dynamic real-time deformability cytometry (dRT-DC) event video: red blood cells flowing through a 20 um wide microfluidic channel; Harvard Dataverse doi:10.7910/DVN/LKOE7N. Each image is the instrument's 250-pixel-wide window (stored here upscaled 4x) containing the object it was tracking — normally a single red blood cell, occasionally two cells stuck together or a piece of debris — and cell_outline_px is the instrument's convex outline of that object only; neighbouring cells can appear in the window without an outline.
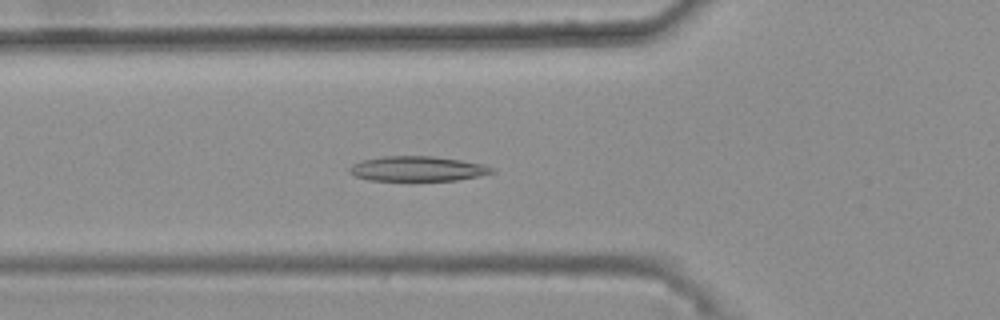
{"species": "common noctule bat (a hibernating species)", "species_latin": "Nyctalus noctula", "temperature_condition": "warm", "stored_images_in_passage": 41, "camera_frame_rate_fps": 3000, "um_per_image_px": 0.085, "animal": {"sex": "female", "body_mass_g": 25.1}, "frame": {"image": 1, "passage_image": 18, "time_ms": 5.667, "image_size_px": [1000, 320], "cell_outline_px": [[496, 172], [456, 180], [368, 180], [356, 176], [348, 172], [348, 168], [352, 164], [364, 160], [384, 156], [432, 156], [460, 160], [484, 164], [496, 168]], "centroid_in_image_um": [35.5, 14.34], "position_along_channel_um": 90.3, "area_um2": 20.58}}
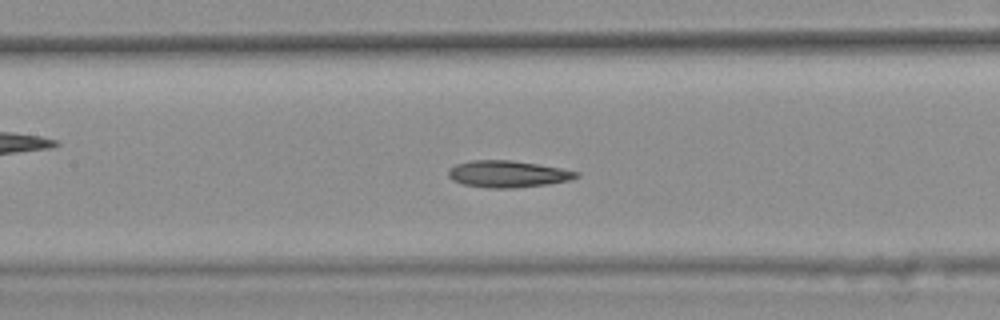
{"frame": {"image": 2, "passage_image": 24, "time_ms": 7.667, "image_size_px": [1000, 320], "cell_outline_px": [[580, 176], [568, 180], [548, 184], [516, 188], [488, 188], [464, 184], [452, 180], [448, 176], [448, 168], [456, 164], [472, 160], [508, 160], [536, 164], [560, 168], [580, 172]], "centroid_in_image_um": [43.14, 14.79], "position_along_channel_um": 164.3, "area_um2": 19.88}}
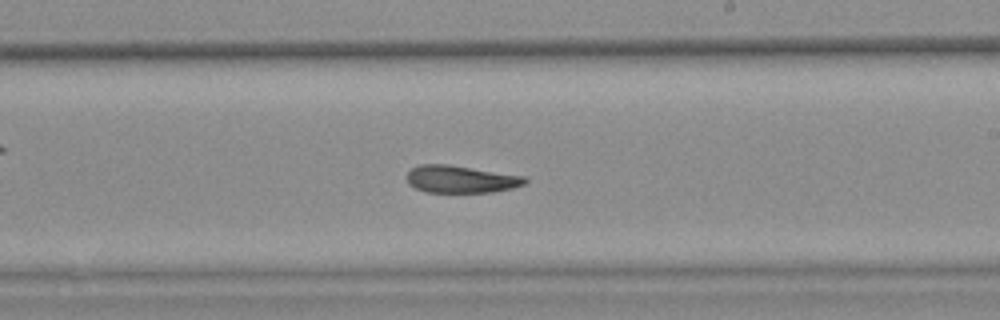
{"frame": {"image": 3, "passage_image": 31, "time_ms": 10.0, "image_size_px": [1000, 320], "cell_outline_px": [[528, 180], [524, 184], [512, 188], [492, 192], [424, 192], [408, 184], [408, 172], [412, 168], [420, 164], [448, 164], [524, 176]], "centroid_in_image_um": [39.16, 15.23], "position_along_channel_um": 249.8, "area_um2": 18.73}, "authors_computed_cell_mechanics": {"area_um2": 20.2878, "velocity_mm_per_s": 3.6851, "shape_relaxation_time_tau1_ms": null, "shape_relaxation_time_tau2_ms": 7.6874, "deformation_change_tau1": null, "deformation_change_tau2": 0.1495}}